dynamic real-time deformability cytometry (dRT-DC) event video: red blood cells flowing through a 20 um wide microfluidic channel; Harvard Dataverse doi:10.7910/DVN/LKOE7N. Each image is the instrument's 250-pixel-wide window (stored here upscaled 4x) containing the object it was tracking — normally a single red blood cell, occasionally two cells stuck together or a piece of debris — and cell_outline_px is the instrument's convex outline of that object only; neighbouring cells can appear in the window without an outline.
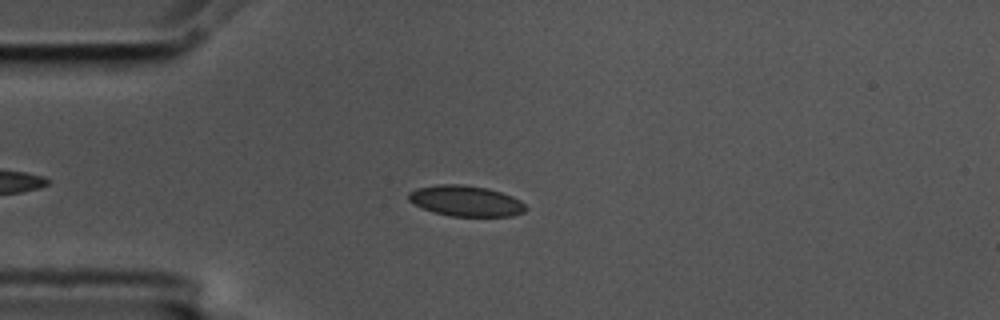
{"species": "common noctule bat (a hibernating species)", "species_latin": "Nyctalus noctula", "temperature_condition": "cold", "stored_images_in_passage": 49, "camera_frame_rate_fps": 3000, "um_per_image_px": 0.085, "animal": {"sex": "male", "body_mass_g": 17.5, "forearm_length_mm": 52.3}, "frame": {"image": 1, "passage_image": 11, "time_ms": 3.333, "image_size_px": [1000, 320], "cell_outline_px": [[528, 208], [524, 212], [512, 216], [452, 216], [432, 212], [420, 208], [412, 204], [408, 200], [408, 192], [416, 188], [436, 184], [460, 184], [488, 188], [512, 196], [520, 200]], "centroid_in_image_um": [39.55, 17.08], "position_along_channel_um": 45.5, "area_um2": 21.21}}
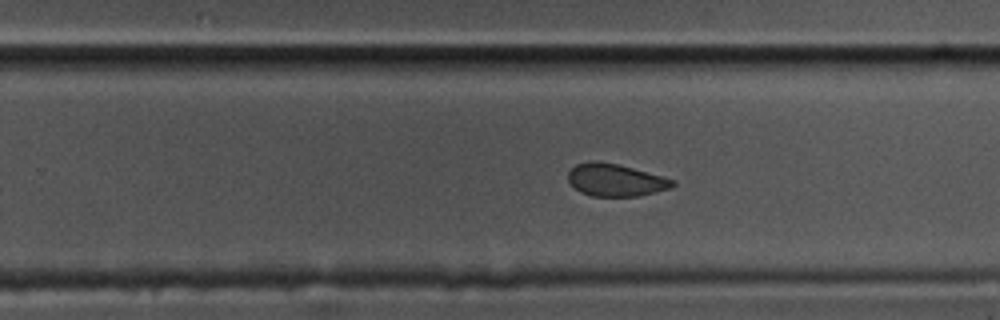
{"frame": {"image": 2, "passage_image": 32, "time_ms": 10.333, "image_size_px": [1000, 320], "cell_outline_px": [[676, 184], [672, 188], [640, 196], [592, 196], [580, 192], [568, 180], [568, 172], [576, 164], [616, 164], [632, 168], [676, 180]], "centroid_in_image_um": [52.39, 15.36], "position_along_channel_um": 277.4, "area_um2": 19.07}}
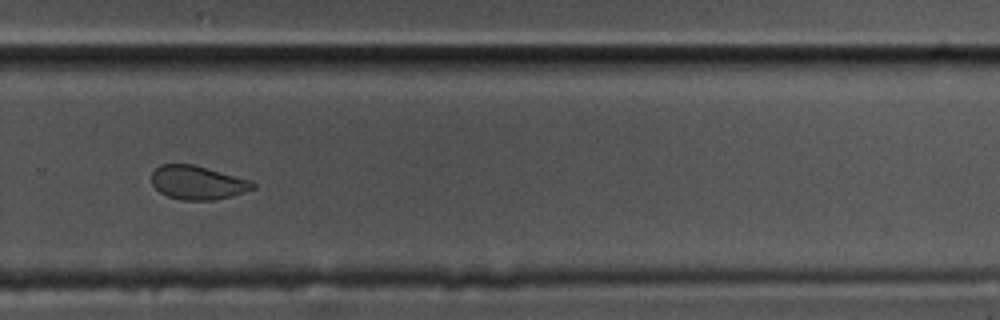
{"frame": {"image": 3, "passage_image": 35, "time_ms": 11.333, "image_size_px": [1000, 320], "cell_outline_px": [[256, 188], [232, 196], [212, 200], [180, 200], [168, 196], [160, 192], [152, 184], [152, 172], [160, 164], [192, 164], [252, 180], [256, 184]], "centroid_in_image_um": [16.82, 15.52], "position_along_channel_um": 313.0, "area_um2": 19.94}, "authors_computed_cell_mechanics": {"area_um2": 20.5768, "velocity_mm_per_s": 3.5583, "shape_relaxation_time_tau1_ms": 5.5962, "shape_relaxation_time_tau2_ms": 2.2915, "deformation_change_tau1": 0.085, "deformation_change_tau2": 0.0531}}